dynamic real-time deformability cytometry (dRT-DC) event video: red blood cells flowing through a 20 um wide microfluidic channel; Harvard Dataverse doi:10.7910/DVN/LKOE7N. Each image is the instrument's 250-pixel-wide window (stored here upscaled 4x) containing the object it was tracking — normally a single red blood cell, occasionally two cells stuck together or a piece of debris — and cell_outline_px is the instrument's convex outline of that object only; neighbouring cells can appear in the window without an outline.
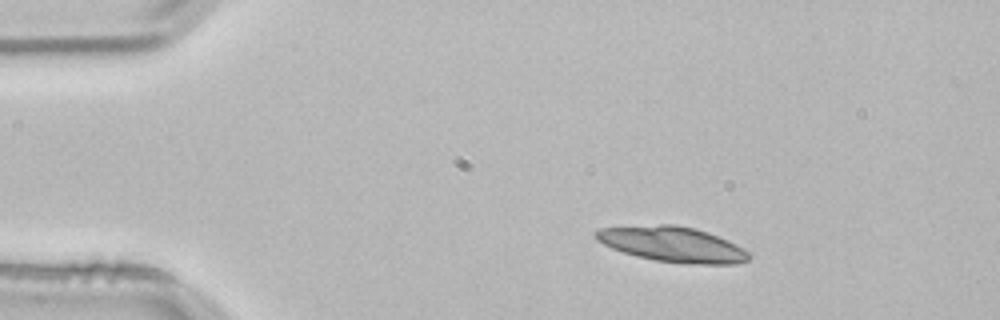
{"species": "common noctule bat (a hibernating species)", "species_latin": "Nyctalus noctula", "temperature_condition": "room temperature", "stored_images_in_passage": 3, "camera_frame_rate_fps": 3000, "um_per_image_px": 0.085, "animal": {"sex": "male", "body_mass_g": 21.5, "forearm_length_mm": 52.0}, "frame": {"image": 1, "passage_image": 1, "time_ms": 0.0, "image_size_px": [1000, 320], "cell_outline_px": [[752, 256], [748, 260], [736, 264], [680, 264], [656, 260], [636, 256], [612, 248], [596, 240], [592, 236], [592, 232], [600, 228], [660, 224], [676, 224], [696, 228], [708, 232], [728, 240], [752, 252]], "centroid_in_image_um": [57.19, 20.77], "position_along_channel_um": 27.8, "area_um2": 31.96}}
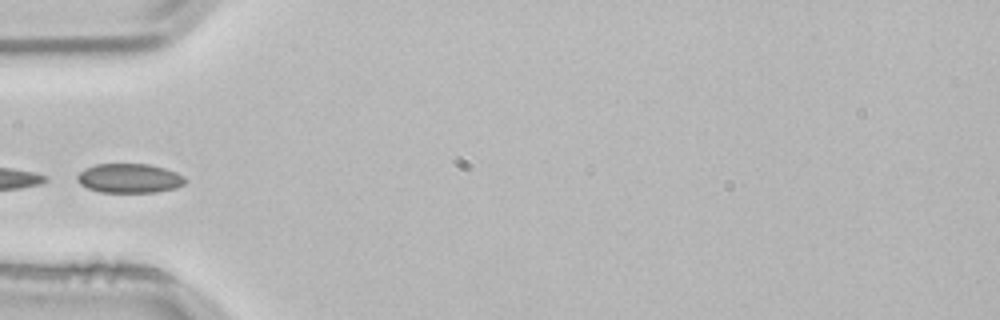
{"frame": {"image": 2, "passage_image": 3, "time_ms": 0.667, "image_size_px": [1000, 320], "cell_outline_px": [[188, 180], [184, 184], [176, 188], [156, 192], [100, 192], [88, 188], [80, 184], [76, 180], [76, 176], [84, 168], [96, 164], [148, 164], [164, 168], [176, 172], [184, 176]], "centroid_in_image_um": [11.0, 15.15], "position_along_channel_um": 74.0, "area_um2": 18.55}}